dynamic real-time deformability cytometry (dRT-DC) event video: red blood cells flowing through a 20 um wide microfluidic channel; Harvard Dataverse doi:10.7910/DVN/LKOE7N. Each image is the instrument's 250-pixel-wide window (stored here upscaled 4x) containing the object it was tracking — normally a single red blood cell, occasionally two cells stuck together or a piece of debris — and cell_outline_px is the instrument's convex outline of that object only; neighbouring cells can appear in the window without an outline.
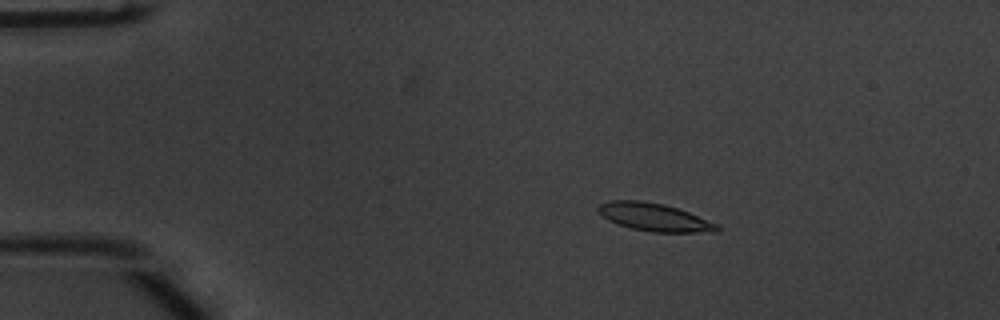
{"species": "common noctule bat (a hibernating species)", "species_latin": "Nyctalus noctula", "temperature_condition": "warm", "stored_images_in_passage": 17, "camera_frame_rate_fps": 3000, "um_per_image_px": 0.085, "animal": {"sex": "male", "body_mass_g": 20.1, "forearm_length_mm": 53.5}, "frame": {"image": 1, "passage_image": 10, "time_ms": 3.0, "image_size_px": [1000, 320], "cell_outline_px": [[720, 232], [652, 232], [632, 228], [608, 220], [596, 208], [600, 204], [608, 200], [640, 200], [664, 204], [688, 212], [720, 224]], "centroid_in_image_um": [55.67, 18.46], "position_along_channel_um": 29.3, "area_um2": 19.25}}